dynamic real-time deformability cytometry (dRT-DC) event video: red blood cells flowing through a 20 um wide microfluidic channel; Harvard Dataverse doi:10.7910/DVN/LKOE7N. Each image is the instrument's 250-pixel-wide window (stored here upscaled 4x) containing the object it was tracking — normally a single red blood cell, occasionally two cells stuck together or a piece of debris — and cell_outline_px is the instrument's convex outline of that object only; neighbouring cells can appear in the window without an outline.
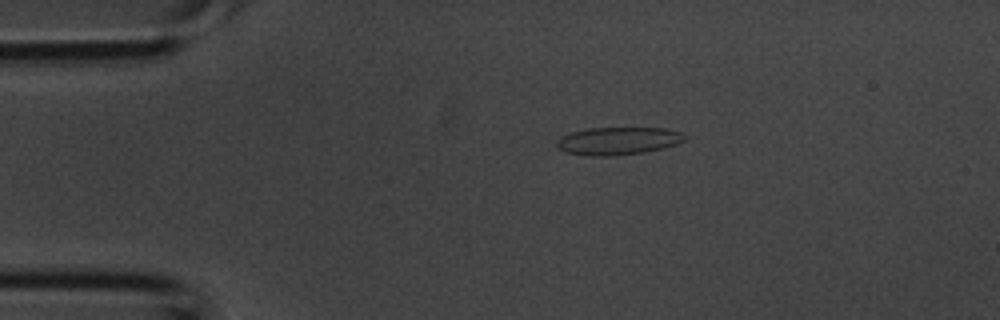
{"species": "common noctule bat (a hibernating species)", "species_latin": "Nyctalus noctula", "temperature_condition": "room temperature", "stored_images_in_passage": 3, "camera_frame_rate_fps": 3000, "um_per_image_px": 0.085, "animal": {"sex": "male", "body_mass_g": 20.1, "forearm_length_mm": 53.5}, "frame": {"image": 1, "passage_image": 2, "time_ms": 0.333, "image_size_px": [1000, 320], "cell_outline_px": [[688, 136], [684, 140], [676, 144], [644, 152], [604, 156], [592, 156], [564, 152], [556, 148], [556, 140], [572, 132], [588, 128], [668, 128], [680, 132]], "centroid_in_image_um": [52.52, 11.97], "position_along_channel_um": 32.5, "area_um2": 20.52}}